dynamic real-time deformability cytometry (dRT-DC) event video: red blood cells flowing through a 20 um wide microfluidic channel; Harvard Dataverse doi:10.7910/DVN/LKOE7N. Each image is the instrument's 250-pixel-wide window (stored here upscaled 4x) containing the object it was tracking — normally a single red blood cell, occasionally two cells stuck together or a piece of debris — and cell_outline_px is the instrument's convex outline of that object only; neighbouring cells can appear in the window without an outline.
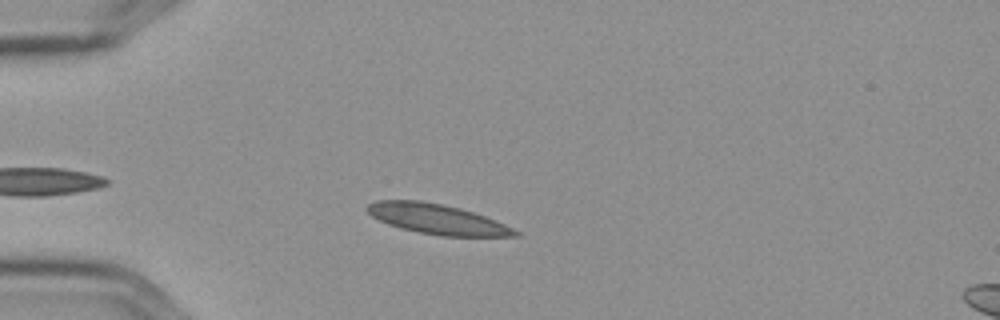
{"species": "Egyptian fruit bat (a non-hibernating species)", "species_latin": "Rousettus aegyptiacus", "temperature_condition": "cold", "stored_images_in_passage": 45, "camera_frame_rate_fps": 3000, "um_per_image_px": 0.085, "frame": {"image": 1, "passage_image": 7, "time_ms": 2.0, "image_size_px": [1000, 320], "cell_outline_px": [[520, 236], [440, 236], [400, 228], [388, 224], [372, 216], [364, 208], [368, 204], [376, 200], [416, 200], [440, 204], [460, 208], [484, 216], [504, 224], [520, 232]], "centroid_in_image_um": [37.12, 18.62], "position_along_channel_um": 47.9, "area_um2": 25.61}}
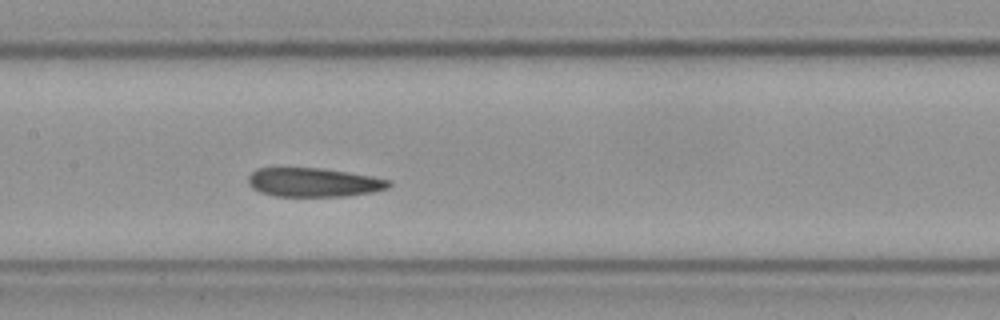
{"frame": {"image": 2, "passage_image": 20, "time_ms": 6.333, "image_size_px": [1000, 320], "cell_outline_px": [[392, 184], [388, 188], [372, 192], [344, 196], [276, 196], [260, 192], [252, 188], [248, 184], [248, 176], [256, 168], [320, 168], [372, 176], [388, 180]], "centroid_in_image_um": [26.63, 15.5], "position_along_channel_um": 180.8, "area_um2": 23.58}}
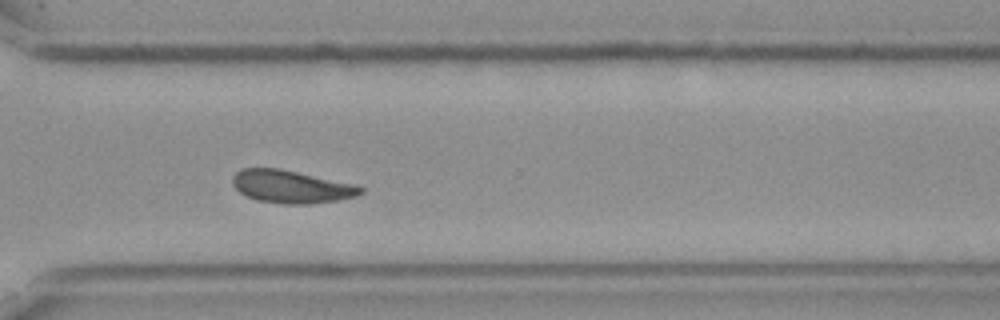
{"frame": {"image": 3, "passage_image": 34, "time_ms": 11.0, "image_size_px": [1000, 320], "cell_outline_px": [[364, 192], [356, 196], [340, 200], [308, 204], [284, 204], [256, 200], [240, 192], [232, 184], [232, 176], [240, 168], [280, 168], [352, 184], [364, 188]], "centroid_in_image_um": [24.73, 15.87], "position_along_channel_um": 345.9, "area_um2": 24.39}}